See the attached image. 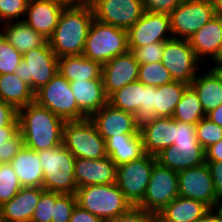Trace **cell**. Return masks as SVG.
I'll return each instance as SVG.
<instances>
[{
	"mask_svg": "<svg viewBox=\"0 0 222 222\" xmlns=\"http://www.w3.org/2000/svg\"><path fill=\"white\" fill-rule=\"evenodd\" d=\"M188 86L184 82L172 81L156 87V93H154L155 116L172 117L183 92Z\"/></svg>",
	"mask_w": 222,
	"mask_h": 222,
	"instance_id": "obj_32",
	"label": "cell"
},
{
	"mask_svg": "<svg viewBox=\"0 0 222 222\" xmlns=\"http://www.w3.org/2000/svg\"><path fill=\"white\" fill-rule=\"evenodd\" d=\"M184 0H142L144 11L170 14Z\"/></svg>",
	"mask_w": 222,
	"mask_h": 222,
	"instance_id": "obj_46",
	"label": "cell"
},
{
	"mask_svg": "<svg viewBox=\"0 0 222 222\" xmlns=\"http://www.w3.org/2000/svg\"><path fill=\"white\" fill-rule=\"evenodd\" d=\"M198 141L196 125L175 120L174 142Z\"/></svg>",
	"mask_w": 222,
	"mask_h": 222,
	"instance_id": "obj_47",
	"label": "cell"
},
{
	"mask_svg": "<svg viewBox=\"0 0 222 222\" xmlns=\"http://www.w3.org/2000/svg\"><path fill=\"white\" fill-rule=\"evenodd\" d=\"M179 196L203 202L215 209L217 203L213 180L206 163L178 172Z\"/></svg>",
	"mask_w": 222,
	"mask_h": 222,
	"instance_id": "obj_15",
	"label": "cell"
},
{
	"mask_svg": "<svg viewBox=\"0 0 222 222\" xmlns=\"http://www.w3.org/2000/svg\"><path fill=\"white\" fill-rule=\"evenodd\" d=\"M18 117V110L10 104L0 100V130L10 125Z\"/></svg>",
	"mask_w": 222,
	"mask_h": 222,
	"instance_id": "obj_49",
	"label": "cell"
},
{
	"mask_svg": "<svg viewBox=\"0 0 222 222\" xmlns=\"http://www.w3.org/2000/svg\"><path fill=\"white\" fill-rule=\"evenodd\" d=\"M139 63L135 55L128 51L102 65V79L106 95L109 97L125 85L138 81Z\"/></svg>",
	"mask_w": 222,
	"mask_h": 222,
	"instance_id": "obj_16",
	"label": "cell"
},
{
	"mask_svg": "<svg viewBox=\"0 0 222 222\" xmlns=\"http://www.w3.org/2000/svg\"><path fill=\"white\" fill-rule=\"evenodd\" d=\"M222 161V139L205 149V162Z\"/></svg>",
	"mask_w": 222,
	"mask_h": 222,
	"instance_id": "obj_51",
	"label": "cell"
},
{
	"mask_svg": "<svg viewBox=\"0 0 222 222\" xmlns=\"http://www.w3.org/2000/svg\"><path fill=\"white\" fill-rule=\"evenodd\" d=\"M58 72L69 82L102 79V65L83 55L58 58Z\"/></svg>",
	"mask_w": 222,
	"mask_h": 222,
	"instance_id": "obj_28",
	"label": "cell"
},
{
	"mask_svg": "<svg viewBox=\"0 0 222 222\" xmlns=\"http://www.w3.org/2000/svg\"><path fill=\"white\" fill-rule=\"evenodd\" d=\"M69 222H104L99 217L93 215L92 213L86 211L79 205H76L71 214V219Z\"/></svg>",
	"mask_w": 222,
	"mask_h": 222,
	"instance_id": "obj_50",
	"label": "cell"
},
{
	"mask_svg": "<svg viewBox=\"0 0 222 222\" xmlns=\"http://www.w3.org/2000/svg\"><path fill=\"white\" fill-rule=\"evenodd\" d=\"M138 81L147 86L159 87L174 81L161 61L139 65Z\"/></svg>",
	"mask_w": 222,
	"mask_h": 222,
	"instance_id": "obj_36",
	"label": "cell"
},
{
	"mask_svg": "<svg viewBox=\"0 0 222 222\" xmlns=\"http://www.w3.org/2000/svg\"><path fill=\"white\" fill-rule=\"evenodd\" d=\"M63 8L60 3L49 0H29L25 13L28 18L22 20L48 40L57 26Z\"/></svg>",
	"mask_w": 222,
	"mask_h": 222,
	"instance_id": "obj_20",
	"label": "cell"
},
{
	"mask_svg": "<svg viewBox=\"0 0 222 222\" xmlns=\"http://www.w3.org/2000/svg\"><path fill=\"white\" fill-rule=\"evenodd\" d=\"M18 120L25 147L40 151L62 145L65 121L49 109L30 103L18 110Z\"/></svg>",
	"mask_w": 222,
	"mask_h": 222,
	"instance_id": "obj_1",
	"label": "cell"
},
{
	"mask_svg": "<svg viewBox=\"0 0 222 222\" xmlns=\"http://www.w3.org/2000/svg\"><path fill=\"white\" fill-rule=\"evenodd\" d=\"M117 166L109 156L100 159L76 158L74 176L77 188L116 183Z\"/></svg>",
	"mask_w": 222,
	"mask_h": 222,
	"instance_id": "obj_19",
	"label": "cell"
},
{
	"mask_svg": "<svg viewBox=\"0 0 222 222\" xmlns=\"http://www.w3.org/2000/svg\"><path fill=\"white\" fill-rule=\"evenodd\" d=\"M154 93H156V87L144 85L143 105L134 113V122L138 129H141L156 119Z\"/></svg>",
	"mask_w": 222,
	"mask_h": 222,
	"instance_id": "obj_39",
	"label": "cell"
},
{
	"mask_svg": "<svg viewBox=\"0 0 222 222\" xmlns=\"http://www.w3.org/2000/svg\"><path fill=\"white\" fill-rule=\"evenodd\" d=\"M209 168L217 199L222 198V161L205 162Z\"/></svg>",
	"mask_w": 222,
	"mask_h": 222,
	"instance_id": "obj_48",
	"label": "cell"
},
{
	"mask_svg": "<svg viewBox=\"0 0 222 222\" xmlns=\"http://www.w3.org/2000/svg\"><path fill=\"white\" fill-rule=\"evenodd\" d=\"M0 100L19 110L35 102V92L16 74H1Z\"/></svg>",
	"mask_w": 222,
	"mask_h": 222,
	"instance_id": "obj_29",
	"label": "cell"
},
{
	"mask_svg": "<svg viewBox=\"0 0 222 222\" xmlns=\"http://www.w3.org/2000/svg\"><path fill=\"white\" fill-rule=\"evenodd\" d=\"M93 10L94 19L122 28L130 29L143 15L142 0H87Z\"/></svg>",
	"mask_w": 222,
	"mask_h": 222,
	"instance_id": "obj_13",
	"label": "cell"
},
{
	"mask_svg": "<svg viewBox=\"0 0 222 222\" xmlns=\"http://www.w3.org/2000/svg\"><path fill=\"white\" fill-rule=\"evenodd\" d=\"M28 3L29 0H0V21H3L2 24L14 22L15 18L23 17Z\"/></svg>",
	"mask_w": 222,
	"mask_h": 222,
	"instance_id": "obj_43",
	"label": "cell"
},
{
	"mask_svg": "<svg viewBox=\"0 0 222 222\" xmlns=\"http://www.w3.org/2000/svg\"><path fill=\"white\" fill-rule=\"evenodd\" d=\"M128 51L127 30L93 19L85 41L84 57L104 65Z\"/></svg>",
	"mask_w": 222,
	"mask_h": 222,
	"instance_id": "obj_5",
	"label": "cell"
},
{
	"mask_svg": "<svg viewBox=\"0 0 222 222\" xmlns=\"http://www.w3.org/2000/svg\"><path fill=\"white\" fill-rule=\"evenodd\" d=\"M23 54L16 50L0 32V75L15 73Z\"/></svg>",
	"mask_w": 222,
	"mask_h": 222,
	"instance_id": "obj_38",
	"label": "cell"
},
{
	"mask_svg": "<svg viewBox=\"0 0 222 222\" xmlns=\"http://www.w3.org/2000/svg\"><path fill=\"white\" fill-rule=\"evenodd\" d=\"M198 60L188 40L172 38L164 42L161 63L174 81L190 85L197 75Z\"/></svg>",
	"mask_w": 222,
	"mask_h": 222,
	"instance_id": "obj_12",
	"label": "cell"
},
{
	"mask_svg": "<svg viewBox=\"0 0 222 222\" xmlns=\"http://www.w3.org/2000/svg\"><path fill=\"white\" fill-rule=\"evenodd\" d=\"M206 117L210 121H212L222 127V104L219 107H217L216 109L207 113Z\"/></svg>",
	"mask_w": 222,
	"mask_h": 222,
	"instance_id": "obj_52",
	"label": "cell"
},
{
	"mask_svg": "<svg viewBox=\"0 0 222 222\" xmlns=\"http://www.w3.org/2000/svg\"><path fill=\"white\" fill-rule=\"evenodd\" d=\"M144 84L140 81L129 83L108 97L113 107L134 114L143 105Z\"/></svg>",
	"mask_w": 222,
	"mask_h": 222,
	"instance_id": "obj_33",
	"label": "cell"
},
{
	"mask_svg": "<svg viewBox=\"0 0 222 222\" xmlns=\"http://www.w3.org/2000/svg\"><path fill=\"white\" fill-rule=\"evenodd\" d=\"M24 140L19 131L18 117L8 126L0 130V162L10 163L16 154L23 148Z\"/></svg>",
	"mask_w": 222,
	"mask_h": 222,
	"instance_id": "obj_35",
	"label": "cell"
},
{
	"mask_svg": "<svg viewBox=\"0 0 222 222\" xmlns=\"http://www.w3.org/2000/svg\"><path fill=\"white\" fill-rule=\"evenodd\" d=\"M217 61H221L222 62V53H221V55H220V57L218 58Z\"/></svg>",
	"mask_w": 222,
	"mask_h": 222,
	"instance_id": "obj_58",
	"label": "cell"
},
{
	"mask_svg": "<svg viewBox=\"0 0 222 222\" xmlns=\"http://www.w3.org/2000/svg\"><path fill=\"white\" fill-rule=\"evenodd\" d=\"M94 19L88 1L74 7H64L48 43L58 58L82 55L89 27Z\"/></svg>",
	"mask_w": 222,
	"mask_h": 222,
	"instance_id": "obj_2",
	"label": "cell"
},
{
	"mask_svg": "<svg viewBox=\"0 0 222 222\" xmlns=\"http://www.w3.org/2000/svg\"><path fill=\"white\" fill-rule=\"evenodd\" d=\"M49 1L60 3L64 7H74L83 4L87 0H49Z\"/></svg>",
	"mask_w": 222,
	"mask_h": 222,
	"instance_id": "obj_54",
	"label": "cell"
},
{
	"mask_svg": "<svg viewBox=\"0 0 222 222\" xmlns=\"http://www.w3.org/2000/svg\"><path fill=\"white\" fill-rule=\"evenodd\" d=\"M179 196L178 172L156 162L144 198L138 207L157 215L166 205Z\"/></svg>",
	"mask_w": 222,
	"mask_h": 222,
	"instance_id": "obj_11",
	"label": "cell"
},
{
	"mask_svg": "<svg viewBox=\"0 0 222 222\" xmlns=\"http://www.w3.org/2000/svg\"><path fill=\"white\" fill-rule=\"evenodd\" d=\"M172 117L177 121L194 125L206 117L198 95L190 85L183 92Z\"/></svg>",
	"mask_w": 222,
	"mask_h": 222,
	"instance_id": "obj_34",
	"label": "cell"
},
{
	"mask_svg": "<svg viewBox=\"0 0 222 222\" xmlns=\"http://www.w3.org/2000/svg\"><path fill=\"white\" fill-rule=\"evenodd\" d=\"M43 170V189L59 194H75V156L62 144L37 151Z\"/></svg>",
	"mask_w": 222,
	"mask_h": 222,
	"instance_id": "obj_3",
	"label": "cell"
},
{
	"mask_svg": "<svg viewBox=\"0 0 222 222\" xmlns=\"http://www.w3.org/2000/svg\"><path fill=\"white\" fill-rule=\"evenodd\" d=\"M208 210L201 201L178 196L156 215V222H198Z\"/></svg>",
	"mask_w": 222,
	"mask_h": 222,
	"instance_id": "obj_25",
	"label": "cell"
},
{
	"mask_svg": "<svg viewBox=\"0 0 222 222\" xmlns=\"http://www.w3.org/2000/svg\"><path fill=\"white\" fill-rule=\"evenodd\" d=\"M214 62H216V65L215 67L211 68V71L214 73V75L222 84V62L217 60H214Z\"/></svg>",
	"mask_w": 222,
	"mask_h": 222,
	"instance_id": "obj_55",
	"label": "cell"
},
{
	"mask_svg": "<svg viewBox=\"0 0 222 222\" xmlns=\"http://www.w3.org/2000/svg\"><path fill=\"white\" fill-rule=\"evenodd\" d=\"M89 119L105 141L110 137L122 136V134L139 133L134 122V114L115 108L110 103L103 106Z\"/></svg>",
	"mask_w": 222,
	"mask_h": 222,
	"instance_id": "obj_17",
	"label": "cell"
},
{
	"mask_svg": "<svg viewBox=\"0 0 222 222\" xmlns=\"http://www.w3.org/2000/svg\"><path fill=\"white\" fill-rule=\"evenodd\" d=\"M108 222H156V215L138 206H131L126 212Z\"/></svg>",
	"mask_w": 222,
	"mask_h": 222,
	"instance_id": "obj_45",
	"label": "cell"
},
{
	"mask_svg": "<svg viewBox=\"0 0 222 222\" xmlns=\"http://www.w3.org/2000/svg\"><path fill=\"white\" fill-rule=\"evenodd\" d=\"M156 162V156L145 154L140 159L117 166L116 184L132 206L142 202Z\"/></svg>",
	"mask_w": 222,
	"mask_h": 222,
	"instance_id": "obj_9",
	"label": "cell"
},
{
	"mask_svg": "<svg viewBox=\"0 0 222 222\" xmlns=\"http://www.w3.org/2000/svg\"><path fill=\"white\" fill-rule=\"evenodd\" d=\"M197 58L202 56L218 60L222 53V18L214 16L188 39Z\"/></svg>",
	"mask_w": 222,
	"mask_h": 222,
	"instance_id": "obj_24",
	"label": "cell"
},
{
	"mask_svg": "<svg viewBox=\"0 0 222 222\" xmlns=\"http://www.w3.org/2000/svg\"><path fill=\"white\" fill-rule=\"evenodd\" d=\"M15 22V23H14ZM4 23L2 33L6 40L21 54L42 47L48 40L34 31L24 20Z\"/></svg>",
	"mask_w": 222,
	"mask_h": 222,
	"instance_id": "obj_30",
	"label": "cell"
},
{
	"mask_svg": "<svg viewBox=\"0 0 222 222\" xmlns=\"http://www.w3.org/2000/svg\"><path fill=\"white\" fill-rule=\"evenodd\" d=\"M55 202L56 192L44 190L34 210L31 222H52Z\"/></svg>",
	"mask_w": 222,
	"mask_h": 222,
	"instance_id": "obj_41",
	"label": "cell"
},
{
	"mask_svg": "<svg viewBox=\"0 0 222 222\" xmlns=\"http://www.w3.org/2000/svg\"><path fill=\"white\" fill-rule=\"evenodd\" d=\"M35 150L25 146L16 154L10 162L22 187H42L43 170Z\"/></svg>",
	"mask_w": 222,
	"mask_h": 222,
	"instance_id": "obj_26",
	"label": "cell"
},
{
	"mask_svg": "<svg viewBox=\"0 0 222 222\" xmlns=\"http://www.w3.org/2000/svg\"><path fill=\"white\" fill-rule=\"evenodd\" d=\"M70 87L79 110L90 118L108 103L103 79L71 81Z\"/></svg>",
	"mask_w": 222,
	"mask_h": 222,
	"instance_id": "obj_23",
	"label": "cell"
},
{
	"mask_svg": "<svg viewBox=\"0 0 222 222\" xmlns=\"http://www.w3.org/2000/svg\"><path fill=\"white\" fill-rule=\"evenodd\" d=\"M62 144L75 158L100 159L108 156L106 142L89 118L65 121Z\"/></svg>",
	"mask_w": 222,
	"mask_h": 222,
	"instance_id": "obj_6",
	"label": "cell"
},
{
	"mask_svg": "<svg viewBox=\"0 0 222 222\" xmlns=\"http://www.w3.org/2000/svg\"><path fill=\"white\" fill-rule=\"evenodd\" d=\"M164 51V42H155L135 48L132 53L135 55L136 61L141 64L156 63L161 61Z\"/></svg>",
	"mask_w": 222,
	"mask_h": 222,
	"instance_id": "obj_44",
	"label": "cell"
},
{
	"mask_svg": "<svg viewBox=\"0 0 222 222\" xmlns=\"http://www.w3.org/2000/svg\"><path fill=\"white\" fill-rule=\"evenodd\" d=\"M127 38L131 52L135 48L172 39L169 14L144 11L142 17L127 30Z\"/></svg>",
	"mask_w": 222,
	"mask_h": 222,
	"instance_id": "obj_14",
	"label": "cell"
},
{
	"mask_svg": "<svg viewBox=\"0 0 222 222\" xmlns=\"http://www.w3.org/2000/svg\"><path fill=\"white\" fill-rule=\"evenodd\" d=\"M197 75L190 86L197 93L202 108L207 114L222 104V84L211 70L204 75Z\"/></svg>",
	"mask_w": 222,
	"mask_h": 222,
	"instance_id": "obj_31",
	"label": "cell"
},
{
	"mask_svg": "<svg viewBox=\"0 0 222 222\" xmlns=\"http://www.w3.org/2000/svg\"><path fill=\"white\" fill-rule=\"evenodd\" d=\"M42 187H22L8 202L0 206V222H31Z\"/></svg>",
	"mask_w": 222,
	"mask_h": 222,
	"instance_id": "obj_21",
	"label": "cell"
},
{
	"mask_svg": "<svg viewBox=\"0 0 222 222\" xmlns=\"http://www.w3.org/2000/svg\"><path fill=\"white\" fill-rule=\"evenodd\" d=\"M105 142L107 155L116 166L140 159L146 154L140 133L110 137Z\"/></svg>",
	"mask_w": 222,
	"mask_h": 222,
	"instance_id": "obj_27",
	"label": "cell"
},
{
	"mask_svg": "<svg viewBox=\"0 0 222 222\" xmlns=\"http://www.w3.org/2000/svg\"><path fill=\"white\" fill-rule=\"evenodd\" d=\"M196 137L199 144L206 149L222 139V127L207 117L202 118L196 124Z\"/></svg>",
	"mask_w": 222,
	"mask_h": 222,
	"instance_id": "obj_40",
	"label": "cell"
},
{
	"mask_svg": "<svg viewBox=\"0 0 222 222\" xmlns=\"http://www.w3.org/2000/svg\"><path fill=\"white\" fill-rule=\"evenodd\" d=\"M58 72V57L50 48L48 41L40 48L23 54L14 74L20 77L36 92L46 85Z\"/></svg>",
	"mask_w": 222,
	"mask_h": 222,
	"instance_id": "obj_8",
	"label": "cell"
},
{
	"mask_svg": "<svg viewBox=\"0 0 222 222\" xmlns=\"http://www.w3.org/2000/svg\"><path fill=\"white\" fill-rule=\"evenodd\" d=\"M75 196L77 205L104 222L126 212L132 206L116 183L79 187Z\"/></svg>",
	"mask_w": 222,
	"mask_h": 222,
	"instance_id": "obj_4",
	"label": "cell"
},
{
	"mask_svg": "<svg viewBox=\"0 0 222 222\" xmlns=\"http://www.w3.org/2000/svg\"><path fill=\"white\" fill-rule=\"evenodd\" d=\"M218 207V208H217ZM216 211L220 214L221 218H222V198L217 200V203L215 205Z\"/></svg>",
	"mask_w": 222,
	"mask_h": 222,
	"instance_id": "obj_57",
	"label": "cell"
},
{
	"mask_svg": "<svg viewBox=\"0 0 222 222\" xmlns=\"http://www.w3.org/2000/svg\"><path fill=\"white\" fill-rule=\"evenodd\" d=\"M146 154L157 156L163 149L174 144L175 119L173 117H156V119L139 129Z\"/></svg>",
	"mask_w": 222,
	"mask_h": 222,
	"instance_id": "obj_22",
	"label": "cell"
},
{
	"mask_svg": "<svg viewBox=\"0 0 222 222\" xmlns=\"http://www.w3.org/2000/svg\"><path fill=\"white\" fill-rule=\"evenodd\" d=\"M21 188L22 185L10 163L2 164L0 168V206L11 200Z\"/></svg>",
	"mask_w": 222,
	"mask_h": 222,
	"instance_id": "obj_37",
	"label": "cell"
},
{
	"mask_svg": "<svg viewBox=\"0 0 222 222\" xmlns=\"http://www.w3.org/2000/svg\"><path fill=\"white\" fill-rule=\"evenodd\" d=\"M157 162L164 167L179 172L205 163V149L198 141L174 142L157 156Z\"/></svg>",
	"mask_w": 222,
	"mask_h": 222,
	"instance_id": "obj_18",
	"label": "cell"
},
{
	"mask_svg": "<svg viewBox=\"0 0 222 222\" xmlns=\"http://www.w3.org/2000/svg\"><path fill=\"white\" fill-rule=\"evenodd\" d=\"M213 210L215 211V209L209 208L198 222H222L220 214L217 211H215L216 214L213 213Z\"/></svg>",
	"mask_w": 222,
	"mask_h": 222,
	"instance_id": "obj_53",
	"label": "cell"
},
{
	"mask_svg": "<svg viewBox=\"0 0 222 222\" xmlns=\"http://www.w3.org/2000/svg\"><path fill=\"white\" fill-rule=\"evenodd\" d=\"M214 5V14L222 18V0H212Z\"/></svg>",
	"mask_w": 222,
	"mask_h": 222,
	"instance_id": "obj_56",
	"label": "cell"
},
{
	"mask_svg": "<svg viewBox=\"0 0 222 222\" xmlns=\"http://www.w3.org/2000/svg\"><path fill=\"white\" fill-rule=\"evenodd\" d=\"M35 102L49 109L64 121H78L87 118L77 106L69 81L59 72L35 92Z\"/></svg>",
	"mask_w": 222,
	"mask_h": 222,
	"instance_id": "obj_7",
	"label": "cell"
},
{
	"mask_svg": "<svg viewBox=\"0 0 222 222\" xmlns=\"http://www.w3.org/2000/svg\"><path fill=\"white\" fill-rule=\"evenodd\" d=\"M173 38L188 40L214 16L212 0H184L170 14Z\"/></svg>",
	"mask_w": 222,
	"mask_h": 222,
	"instance_id": "obj_10",
	"label": "cell"
},
{
	"mask_svg": "<svg viewBox=\"0 0 222 222\" xmlns=\"http://www.w3.org/2000/svg\"><path fill=\"white\" fill-rule=\"evenodd\" d=\"M76 205L77 200L75 194L56 193L54 218H52V222H69Z\"/></svg>",
	"mask_w": 222,
	"mask_h": 222,
	"instance_id": "obj_42",
	"label": "cell"
}]
</instances>
